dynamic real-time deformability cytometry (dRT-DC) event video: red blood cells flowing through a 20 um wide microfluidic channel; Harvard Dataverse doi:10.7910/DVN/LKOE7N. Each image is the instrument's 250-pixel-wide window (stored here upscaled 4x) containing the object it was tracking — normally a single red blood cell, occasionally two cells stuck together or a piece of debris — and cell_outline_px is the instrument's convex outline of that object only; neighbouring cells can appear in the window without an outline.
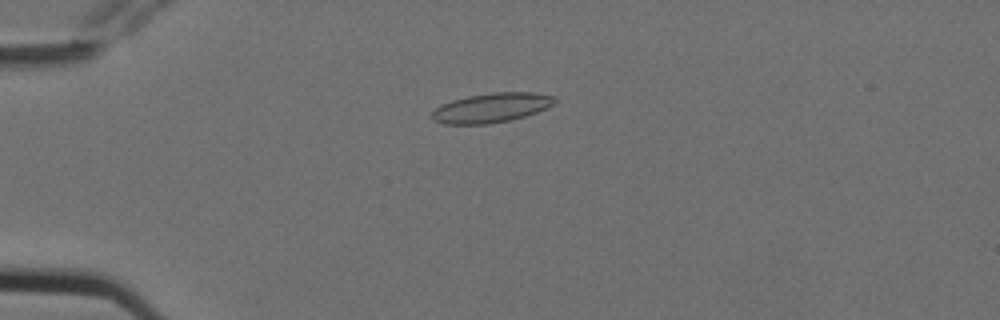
{"species": "Egyptian fruit bat (a non-hibernating species)", "species_latin": "Rousettus aegyptiacus", "temperature_condition": "cold", "stored_images_in_passage": 7, "camera_frame_rate_fps": 3000, "um_per_image_px": 0.085, "animal": {"sex": "female"}, "frame": {"image": 1, "passage_image": 5, "time_ms": 1.333, "image_size_px": [1000, 320], "cell_outline_px": [[556, 100], [552, 104], [536, 112], [512, 120], [488, 124], [444, 124], [436, 120], [432, 116], [432, 112], [436, 108], [452, 100], [468, 96], [492, 92], [536, 92], [556, 96]], "centroid_in_image_um": [41.8, 9.15], "position_along_channel_um": 43.2, "area_um2": 20.92}}
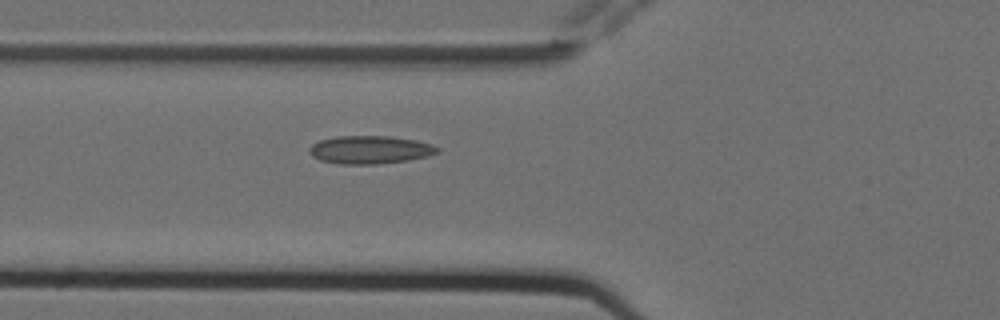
{"frame": {"image": 2, "passage_image": 7, "time_ms": 2.0, "image_size_px": [1000, 320], "cell_outline_px": [[440, 152], [428, 156], [408, 160], [376, 164], [340, 164], [320, 160], [312, 156], [308, 152], [308, 148], [312, 144], [320, 140], [336, 136], [388, 136], [416, 140], [432, 144], [440, 148]], "centroid_in_image_um": [31.45, 12.73], "position_along_channel_um": 94.4, "area_um2": 21.04}}